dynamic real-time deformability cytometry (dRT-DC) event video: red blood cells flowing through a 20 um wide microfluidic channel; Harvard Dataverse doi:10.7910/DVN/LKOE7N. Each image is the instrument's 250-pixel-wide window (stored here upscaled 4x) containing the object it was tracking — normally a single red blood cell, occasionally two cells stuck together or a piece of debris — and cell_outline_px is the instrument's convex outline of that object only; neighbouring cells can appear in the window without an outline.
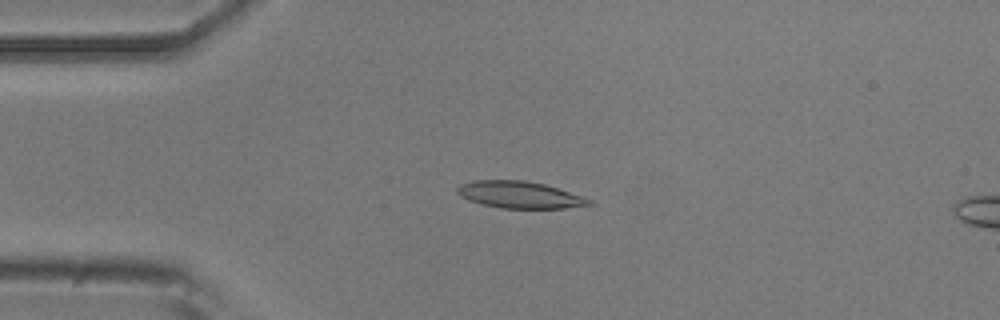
{"species": "common noctule bat (a hibernating species)", "species_latin": "Nyctalus noctula", "temperature_condition": "room temperature", "stored_images_in_passage": 15, "camera_frame_rate_fps": 3000, "um_per_image_px": 0.085, "animal": {"sex": "male", "body_mass_g": 20.5, "forearm_length_mm": 52.5}, "frame": {"image": 1, "passage_image": 11, "time_ms": 3.333, "image_size_px": [1000, 320], "cell_outline_px": [[596, 204], [564, 208], [500, 208], [484, 204], [460, 196], [456, 192], [456, 188], [460, 184], [476, 180], [524, 180], [544, 184], [584, 196], [592, 200]], "centroid_in_image_um": [44.21, 16.55], "position_along_channel_um": 40.8, "area_um2": 20.58}}